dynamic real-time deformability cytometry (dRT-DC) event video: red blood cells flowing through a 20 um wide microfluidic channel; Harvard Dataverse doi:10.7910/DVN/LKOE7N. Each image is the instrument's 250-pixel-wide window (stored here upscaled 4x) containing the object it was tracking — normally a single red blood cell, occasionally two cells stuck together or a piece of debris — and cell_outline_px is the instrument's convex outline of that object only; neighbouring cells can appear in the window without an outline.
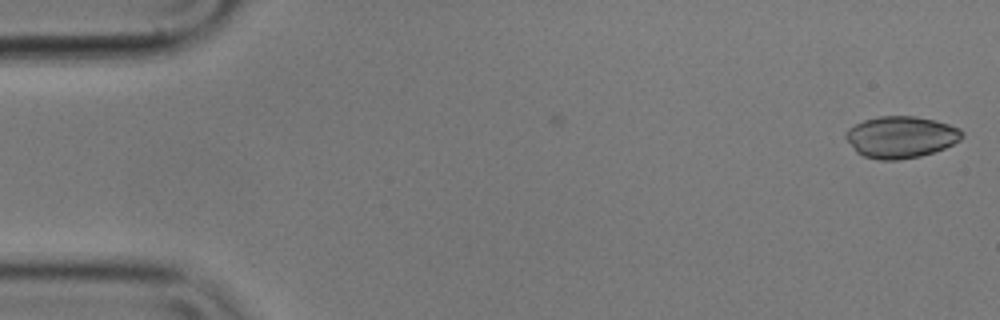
{"species": "common noctule bat (a hibernating species)", "species_latin": "Nyctalus noctula", "temperature_condition": "cold", "stored_images_in_passage": 5, "camera_frame_rate_fps": 3000, "um_per_image_px": 0.085, "animal": {"sex": "male", "body_mass_g": 17.9}, "frame": {"image": 1, "passage_image": 5, "time_ms": 1.333, "image_size_px": [1000, 320], "cell_outline_px": [[964, 136], [960, 140], [944, 148], [920, 156], [896, 160], [880, 160], [864, 156], [856, 152], [844, 136], [844, 132], [848, 128], [864, 120], [880, 116], [916, 116], [936, 120], [960, 128], [964, 132]], "centroid_in_image_um": [76.57, 11.64], "position_along_channel_um": 8.4, "area_um2": 28.32}}